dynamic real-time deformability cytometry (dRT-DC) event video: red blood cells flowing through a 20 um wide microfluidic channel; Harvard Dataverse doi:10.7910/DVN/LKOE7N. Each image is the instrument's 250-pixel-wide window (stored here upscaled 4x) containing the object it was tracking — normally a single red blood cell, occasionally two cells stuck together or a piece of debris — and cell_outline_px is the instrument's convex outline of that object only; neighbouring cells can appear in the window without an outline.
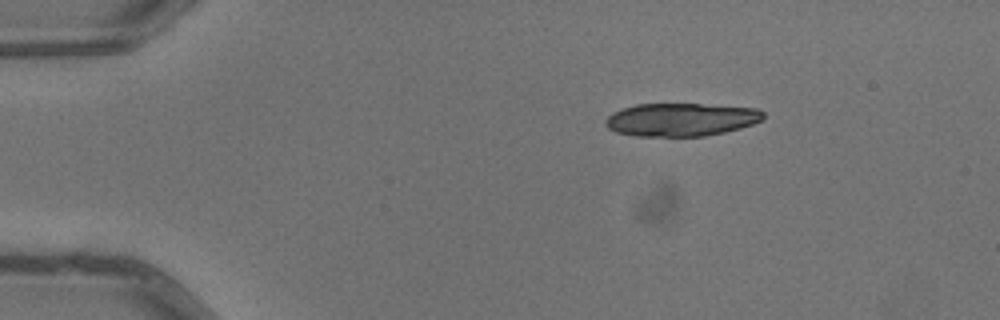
{"species": "common noctule bat (a hibernating species)", "species_latin": "Nyctalus noctula", "temperature_condition": "warm", "stored_images_in_passage": 3, "camera_frame_rate_fps": 3000, "um_per_image_px": 0.085, "animal": {"sex": "male", "body_mass_g": 13.3}, "frame": {"image": 1, "passage_image": 1, "time_ms": 0.0, "image_size_px": [1000, 320], "cell_outline_px": [[764, 120], [740, 128], [724, 132], [704, 136], [636, 136], [616, 132], [608, 128], [604, 124], [604, 120], [612, 112], [636, 104], [700, 104], [760, 108], [764, 112]], "centroid_in_image_um": [57.9, 10.16], "position_along_channel_um": 27.1, "area_um2": 30.58}}